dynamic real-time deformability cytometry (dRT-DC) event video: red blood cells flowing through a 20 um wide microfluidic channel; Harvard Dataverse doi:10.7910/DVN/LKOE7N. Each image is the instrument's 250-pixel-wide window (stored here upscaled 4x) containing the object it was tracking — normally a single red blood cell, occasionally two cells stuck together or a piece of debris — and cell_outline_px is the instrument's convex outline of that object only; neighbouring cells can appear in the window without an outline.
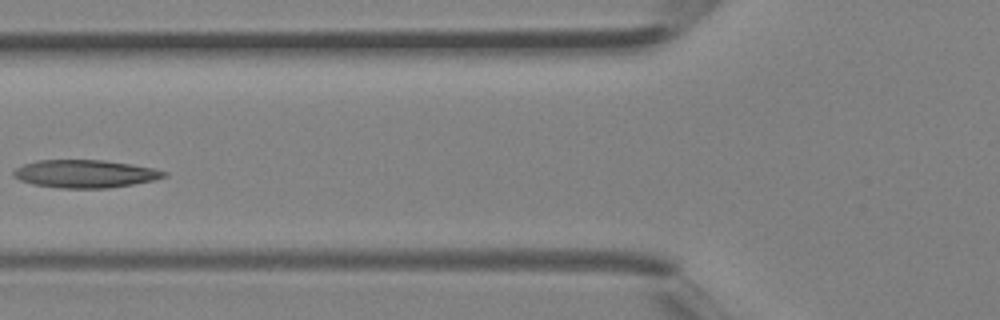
{"species": "Egyptian fruit bat (a non-hibernating species)", "species_latin": "Rousettus aegyptiacus", "temperature_condition": "room temperature", "stored_images_in_passage": 4, "camera_frame_rate_fps": 3000, "um_per_image_px": 0.085, "animal": {"sex": "female"}, "frame": {"image": 1, "passage_image": 4, "time_ms": 1.0, "image_size_px": [1000, 320], "cell_outline_px": [[168, 176], [152, 180], [132, 184], [108, 188], [60, 188], [32, 184], [20, 180], [12, 176], [12, 172], [16, 168], [24, 164], [36, 160], [104, 160], [132, 164], [152, 168], [168, 172]], "centroid_in_image_um": [7.21, 14.77], "position_along_channel_um": 118.6, "area_um2": 24.45}}